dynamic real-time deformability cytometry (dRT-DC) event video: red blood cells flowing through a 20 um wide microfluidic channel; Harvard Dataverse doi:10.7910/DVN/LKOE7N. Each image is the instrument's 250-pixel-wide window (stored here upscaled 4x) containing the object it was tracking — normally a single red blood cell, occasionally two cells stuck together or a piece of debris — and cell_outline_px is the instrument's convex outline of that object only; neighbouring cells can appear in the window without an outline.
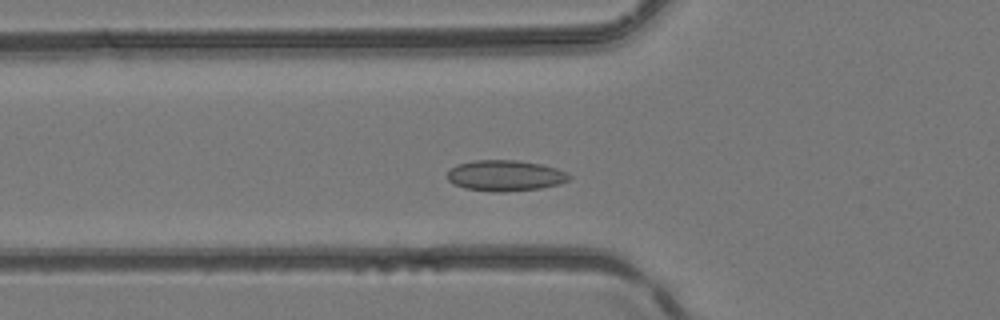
{"species": "common noctule bat (a hibernating species)", "species_latin": "Nyctalus noctula", "temperature_condition": "room temperature", "stored_images_in_passage": 33, "camera_frame_rate_fps": 3000, "um_per_image_px": 0.085, "animal": {"sex": "female", "body_mass_g": 24.6, "forearm_length_mm": 56.2}, "frame": {"image": 1, "passage_image": 11, "time_ms": 3.333, "image_size_px": [1000, 320], "cell_outline_px": [[572, 176], [568, 180], [560, 184], [540, 188], [504, 192], [492, 192], [464, 188], [452, 184], [448, 180], [448, 172], [456, 164], [472, 160], [516, 160], [540, 164], [556, 168]], "centroid_in_image_um": [42.91, 14.93], "position_along_channel_um": 82.9, "area_um2": 21.96}}
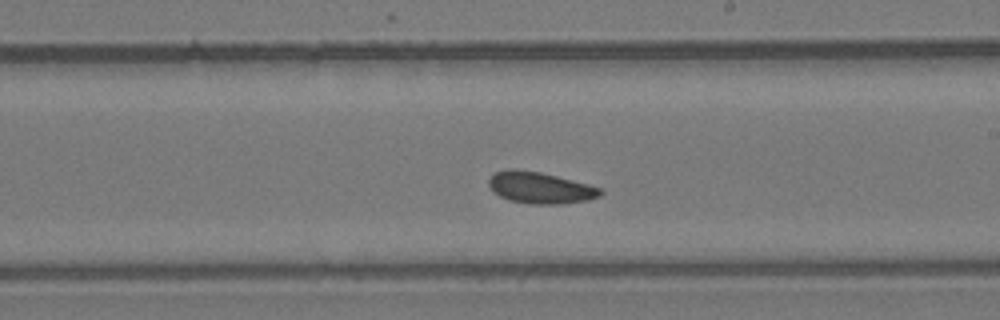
{"frame": {"image": 2, "passage_image": 21, "time_ms": 6.667, "image_size_px": [1000, 320], "cell_outline_px": [[604, 192], [600, 196], [588, 200], [560, 204], [532, 204], [508, 200], [500, 196], [488, 184], [488, 180], [496, 172], [508, 168], [516, 168], [540, 172], [588, 184], [600, 188]], "centroid_in_image_um": [45.92, 15.95], "position_along_channel_um": 243.1, "area_um2": 20.4}}
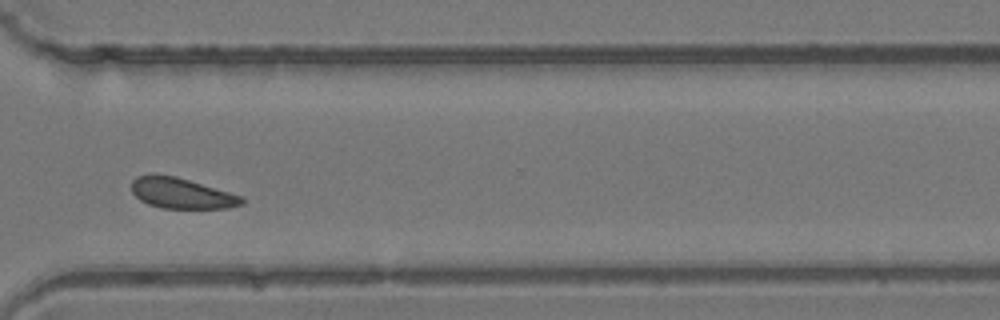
{"frame": {"image": 3, "passage_image": 28, "time_ms": 9.0, "image_size_px": [1000, 320], "cell_outline_px": [[244, 204], [228, 208], [160, 208], [148, 204], [140, 200], [132, 192], [132, 180], [136, 176], [152, 172], [176, 176], [244, 196]], "centroid_in_image_um": [15.41, 16.4], "position_along_channel_um": 355.2, "area_um2": 20.06}}